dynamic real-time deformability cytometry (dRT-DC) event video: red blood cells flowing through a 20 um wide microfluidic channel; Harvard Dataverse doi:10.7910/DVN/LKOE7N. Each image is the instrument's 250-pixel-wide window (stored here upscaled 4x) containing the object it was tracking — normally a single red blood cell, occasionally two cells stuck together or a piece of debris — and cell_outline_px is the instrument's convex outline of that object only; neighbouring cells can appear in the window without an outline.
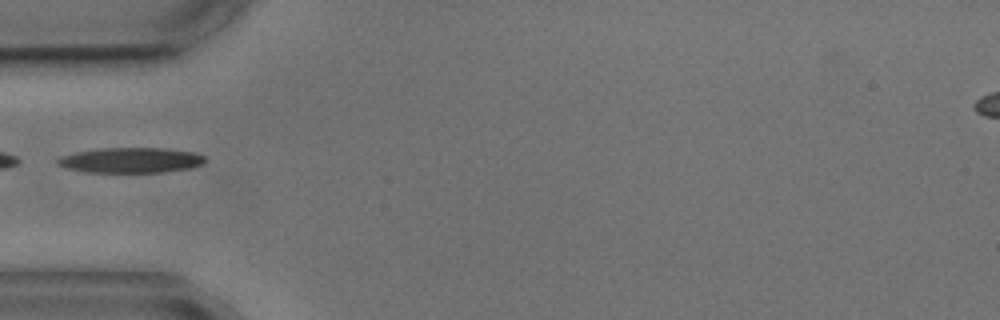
{"species": "common noctule bat (a hibernating species)", "species_latin": "Nyctalus noctula", "temperature_condition": "cold", "stored_images_in_passage": 5, "camera_frame_rate_fps": 3000, "um_per_image_px": 0.085, "animal": {"sex": "male", "body_mass_g": 17.9, "forearm_length_mm": 54.2}, "frame": {"image": 1, "passage_image": 5, "time_ms": 4.667, "image_size_px": [1000, 320], "cell_outline_px": [[204, 160], [200, 164], [188, 168], [160, 172], [88, 172], [68, 168], [56, 164], [56, 160], [60, 156], [76, 152], [100, 148], [164, 148], [192, 152], [204, 156]], "centroid_in_image_um": [11.05, 13.61], "position_along_channel_um": 73.9, "area_um2": 21.39}}